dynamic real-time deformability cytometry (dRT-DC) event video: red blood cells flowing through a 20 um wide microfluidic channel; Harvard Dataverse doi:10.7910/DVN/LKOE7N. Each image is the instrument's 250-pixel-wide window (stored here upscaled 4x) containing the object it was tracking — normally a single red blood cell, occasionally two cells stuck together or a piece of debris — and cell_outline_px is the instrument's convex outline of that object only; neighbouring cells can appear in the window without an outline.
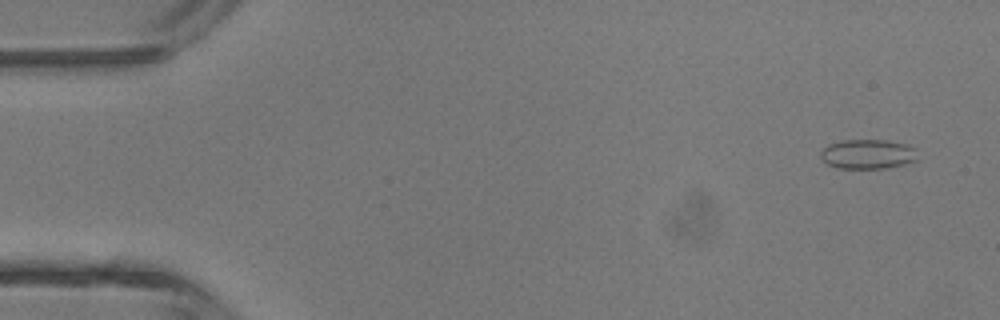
{"species": "common noctule bat (a hibernating species)", "species_latin": "Nyctalus noctula", "temperature_condition": "room temperature", "stored_images_in_passage": 13, "camera_frame_rate_fps": 3000, "um_per_image_px": 0.085, "animal": {"sex": "male", "body_mass_g": 13.3}, "frame": {"image": 1, "passage_image": 3, "time_ms": 0.667, "image_size_px": [1000, 320], "cell_outline_px": [[916, 160], [904, 164], [884, 168], [836, 168], [828, 164], [820, 156], [820, 152], [828, 144], [844, 140], [884, 140], [904, 144], [916, 148]], "centroid_in_image_um": [73.74, 13.1], "position_along_channel_um": 11.3, "area_um2": 16.53}}